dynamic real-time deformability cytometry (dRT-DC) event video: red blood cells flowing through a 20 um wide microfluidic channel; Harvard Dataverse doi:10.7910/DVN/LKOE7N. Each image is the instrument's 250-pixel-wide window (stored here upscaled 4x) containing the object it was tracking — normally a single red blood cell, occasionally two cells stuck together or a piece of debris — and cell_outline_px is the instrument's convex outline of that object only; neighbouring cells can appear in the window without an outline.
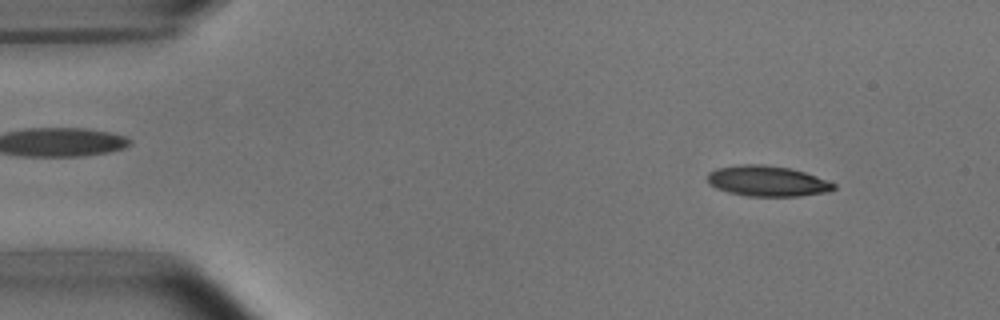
{"species": "common noctule bat (a hibernating species)", "species_latin": "Nyctalus noctula", "temperature_condition": "room temperature", "stored_images_in_passage": 8, "camera_frame_rate_fps": 3000, "um_per_image_px": 0.085, "animal": {"sex": "male", "body_mass_g": 15.6}, "frame": {"image": 1, "passage_image": 1, "time_ms": 0.0, "image_size_px": [1000, 320], "cell_outline_px": [[836, 188], [828, 192], [800, 196], [748, 196], [728, 192], [716, 188], [708, 184], [708, 172], [716, 168], [740, 164], [764, 164], [792, 168], [816, 176], [836, 184]], "centroid_in_image_um": [65.21, 15.38], "position_along_channel_um": 19.8, "area_um2": 22.66}}
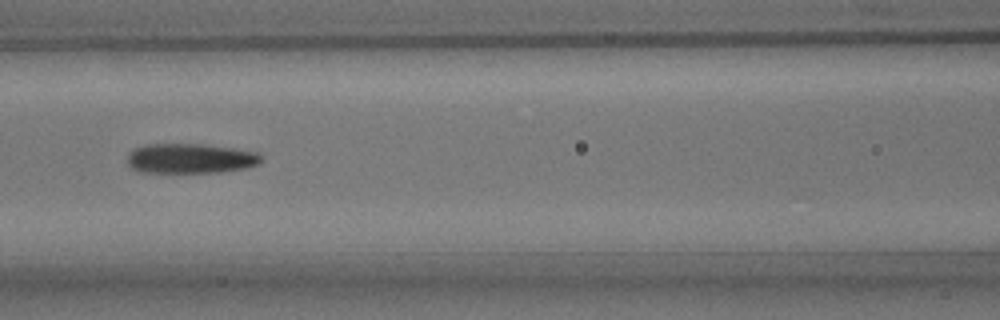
{"frame": {"image": 2, "passage_image": 6, "time_ms": 5.667, "image_size_px": [1000, 320], "cell_outline_px": [[264, 160], [260, 164], [248, 168], [220, 172], [136, 172], [128, 164], [128, 152], [132, 148], [148, 144], [204, 144], [236, 148], [260, 152], [264, 156]], "centroid_in_image_um": [16.25, 13.46], "position_along_channel_um": 150.3, "area_um2": 23.87}}
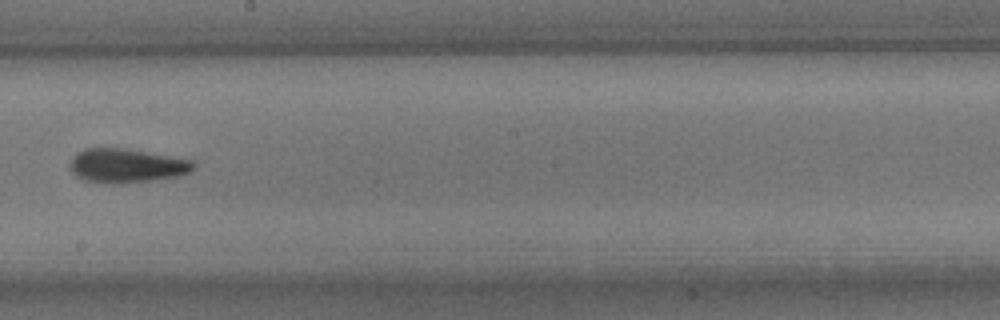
{"frame": {"image": 3, "passage_image": 8, "time_ms": 8.0, "image_size_px": [1000, 320], "cell_outline_px": [[196, 168], [180, 176], [152, 180], [112, 184], [84, 180], [76, 176], [68, 168], [68, 164], [72, 156], [76, 152], [84, 148], [128, 148], [192, 160], [196, 164]], "centroid_in_image_um": [10.73, 14.07], "position_along_channel_um": 237.5, "area_um2": 24.85}}